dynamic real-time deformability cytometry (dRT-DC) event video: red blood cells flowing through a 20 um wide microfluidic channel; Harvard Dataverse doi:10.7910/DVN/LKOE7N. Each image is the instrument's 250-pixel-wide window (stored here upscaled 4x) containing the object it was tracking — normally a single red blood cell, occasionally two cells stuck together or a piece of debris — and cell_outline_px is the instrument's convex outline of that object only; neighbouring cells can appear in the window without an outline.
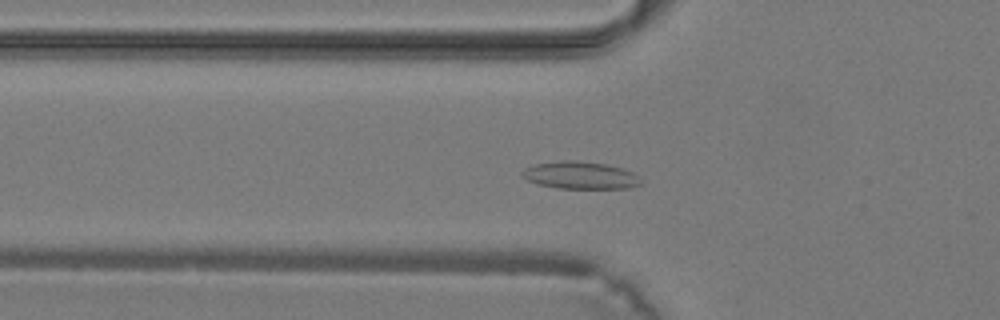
{"species": "common noctule bat (a hibernating species)", "species_latin": "Nyctalus noctula", "temperature_condition": "warm", "stored_images_in_passage": 38, "camera_frame_rate_fps": 3000, "um_per_image_px": 0.085, "animal": {"sex": "male", "body_mass_g": 19.2, "forearm_length_mm": 51.8}, "frame": {"image": 1, "passage_image": 12, "time_ms": 3.667, "image_size_px": [1000, 320], "cell_outline_px": [[640, 184], [628, 188], [556, 188], [536, 184], [520, 176], [520, 172], [524, 168], [536, 164], [560, 160], [572, 160], [604, 164], [624, 168], [632, 172], [640, 180]], "centroid_in_image_um": [49.25, 14.9], "position_along_channel_um": 76.5, "area_um2": 18.9}}
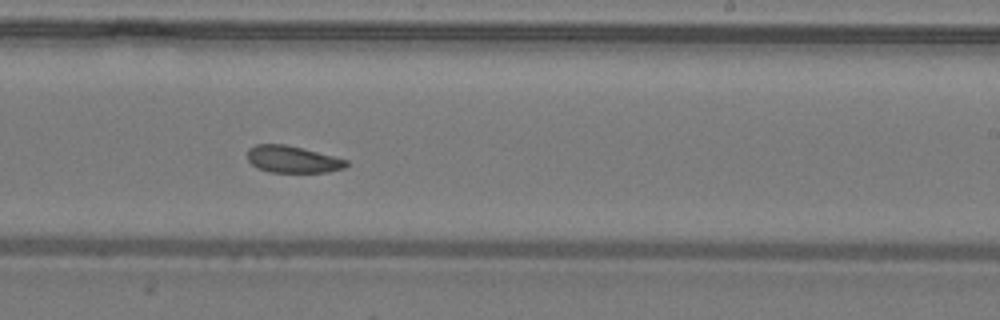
{"frame": {"image": 2, "passage_image": 23, "time_ms": 7.333, "image_size_px": [1000, 320], "cell_outline_px": [[348, 164], [344, 168], [328, 172], [268, 172], [256, 168], [248, 160], [248, 148], [256, 144], [284, 144], [348, 160]], "centroid_in_image_um": [24.83, 13.55], "position_along_channel_um": 264.2, "area_um2": 15.37}}
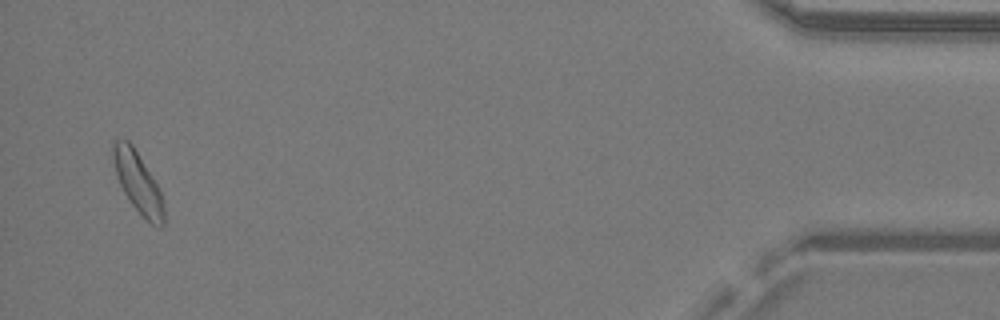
{"frame": {"image": 3, "passage_image": 37, "time_ms": 12.0, "image_size_px": [1000, 320], "cell_outline_px": [[164, 224], [160, 228], [152, 224], [128, 200], [120, 184], [116, 172], [112, 156], [112, 140], [128, 140], [132, 144], [152, 176], [160, 192], [164, 204]], "centroid_in_image_um": [11.72, 15.49], "position_along_channel_um": 423.5, "area_um2": 17.57}}